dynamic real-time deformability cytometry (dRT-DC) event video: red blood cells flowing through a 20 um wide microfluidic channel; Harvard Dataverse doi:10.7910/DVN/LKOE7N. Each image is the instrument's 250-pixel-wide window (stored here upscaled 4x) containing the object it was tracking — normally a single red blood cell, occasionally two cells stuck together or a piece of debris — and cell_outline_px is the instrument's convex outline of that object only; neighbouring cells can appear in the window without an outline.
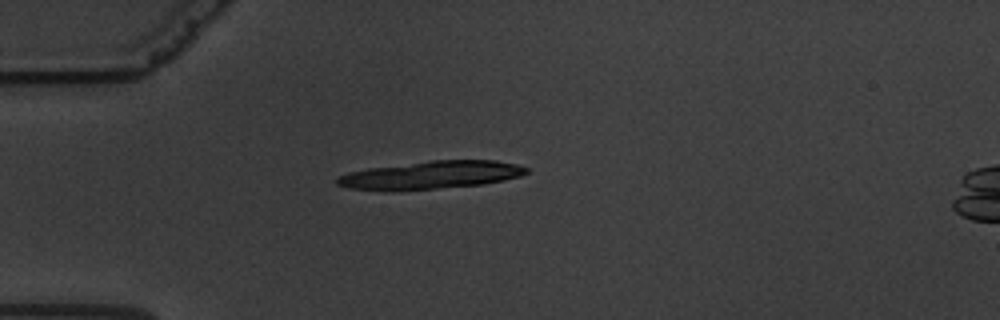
{"species": "common noctule bat (a hibernating species)", "species_latin": "Nyctalus noctula", "temperature_condition": "warm", "stored_images_in_passage": 10, "camera_frame_rate_fps": 3000, "um_per_image_px": 0.085, "animal": {"sex": "male", "body_mass_g": 19.5, "forearm_length_mm": 54.6}, "frame": {"image": 1, "passage_image": 1, "time_ms": 0.0, "image_size_px": [1000, 320], "cell_outline_px": [[528, 172], [520, 176], [504, 180], [484, 184], [436, 188], [348, 188], [336, 184], [336, 180], [340, 176], [348, 172], [368, 168], [428, 160], [496, 160], [516, 164], [528, 168]], "centroid_in_image_um": [36.73, 14.83], "position_along_channel_um": 48.3, "area_um2": 29.82}}